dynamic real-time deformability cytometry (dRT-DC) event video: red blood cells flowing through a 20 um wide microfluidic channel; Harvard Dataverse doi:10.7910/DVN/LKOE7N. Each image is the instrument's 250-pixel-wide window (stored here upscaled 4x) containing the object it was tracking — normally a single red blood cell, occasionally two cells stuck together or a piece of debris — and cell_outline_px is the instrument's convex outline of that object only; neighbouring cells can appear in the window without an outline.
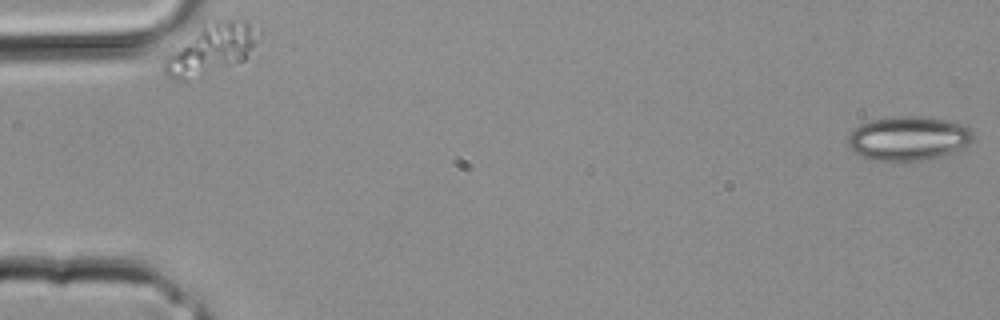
{"species": "common noctule bat (a hibernating species)", "species_latin": "Nyctalus noctula", "temperature_condition": "room temperature", "stored_images_in_passage": 31, "camera_frame_rate_fps": 3000, "um_per_image_px": 0.085, "animal": {"sex": "male", "body_mass_g": 20.4}, "frame": {"image": 1, "passage_image": 1, "time_ms": 0.0, "image_size_px": [1000, 320], "cell_outline_px": [[972, 140], [968, 144], [948, 152], [936, 156], [920, 160], [868, 160], [852, 152], [848, 148], [848, 132], [860, 124], [872, 120], [892, 116], [920, 116], [944, 120], [964, 124], [972, 128]], "centroid_in_image_um": [77.12, 11.74], "position_along_channel_um": 7.9, "area_um2": 32.02}}
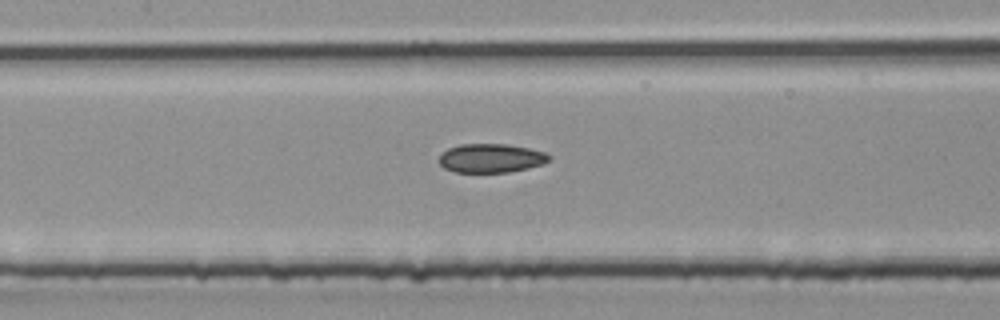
{"frame": {"image": 2, "passage_image": 16, "time_ms": 5.0, "image_size_px": [1000, 320], "cell_outline_px": [[552, 160], [544, 164], [528, 168], [508, 172], [456, 172], [444, 168], [436, 160], [448, 148], [460, 144], [504, 144], [528, 148], [544, 152], [552, 156]], "centroid_in_image_um": [41.75, 13.45], "position_along_channel_um": 165.6, "area_um2": 18.61}}
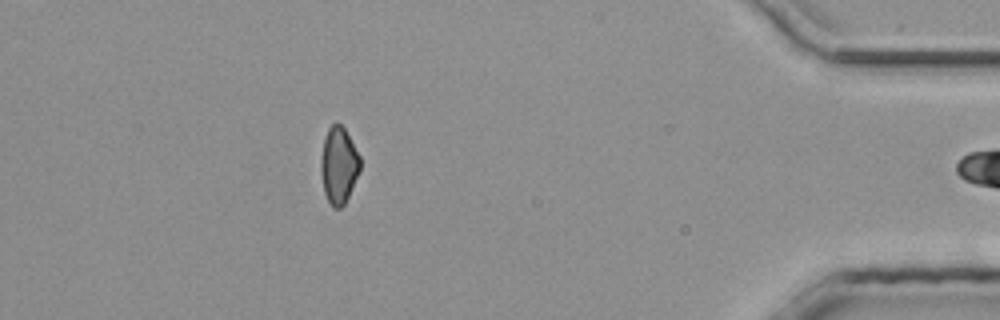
{"frame": {"image": 3, "passage_image": 30, "time_ms": 9.667, "image_size_px": [1000, 320], "cell_outline_px": [[360, 172], [344, 204], [340, 208], [332, 208], [324, 192], [320, 168], [320, 160], [324, 140], [328, 128], [332, 124], [340, 124], [344, 128], [360, 156]], "centroid_in_image_um": [28.79, 14.07], "position_along_channel_um": 406.4, "area_um2": 17.4}}